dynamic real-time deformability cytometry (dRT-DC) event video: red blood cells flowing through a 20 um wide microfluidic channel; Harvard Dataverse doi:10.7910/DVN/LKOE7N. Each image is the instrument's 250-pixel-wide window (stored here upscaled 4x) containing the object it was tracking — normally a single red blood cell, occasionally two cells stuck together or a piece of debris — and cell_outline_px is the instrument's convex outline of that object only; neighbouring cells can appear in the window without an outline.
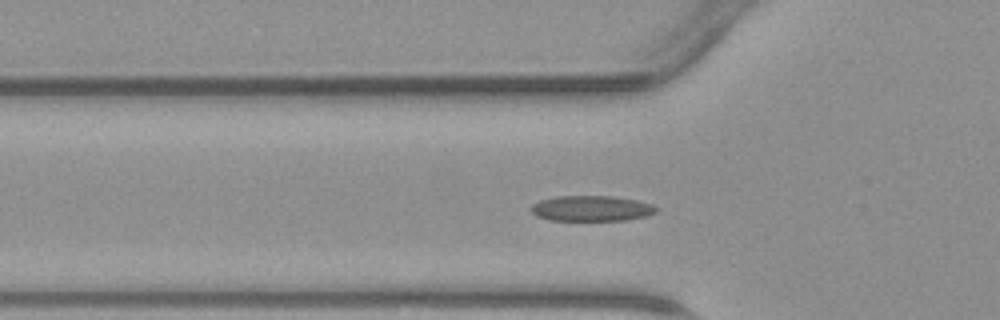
{"species": "common noctule bat (a hibernating species)", "species_latin": "Nyctalus noctula", "temperature_condition": "warm", "stored_images_in_passage": 29, "camera_frame_rate_fps": 3000, "um_per_image_px": 0.085, "animal": {"sex": "male", "body_mass_g": 23.1, "forearm_length_mm": 52.7}, "frame": {"image": 1, "passage_image": 2, "time_ms": 0.333, "image_size_px": [1000, 320], "cell_outline_px": [[656, 212], [644, 216], [628, 220], [548, 220], [536, 216], [532, 212], [532, 204], [540, 200], [556, 196], [612, 196], [636, 200], [652, 204], [656, 208]], "centroid_in_image_um": [50.25, 17.71], "position_along_channel_um": 75.6, "area_um2": 18.5}}
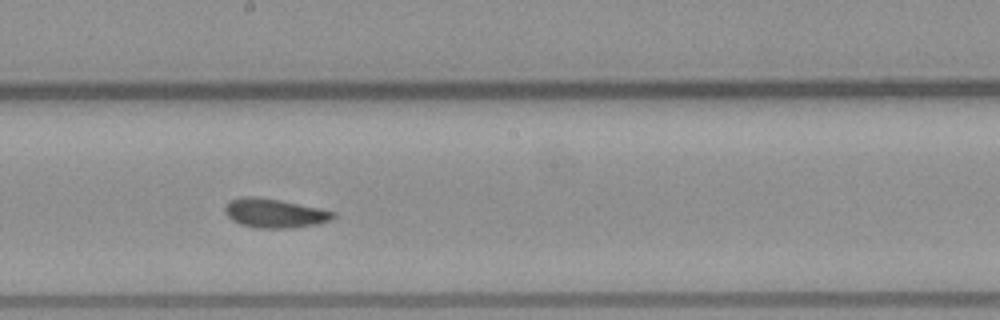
{"frame": {"image": 2, "passage_image": 12, "time_ms": 3.667, "image_size_px": [1000, 320], "cell_outline_px": [[336, 216], [328, 220], [316, 224], [288, 228], [256, 228], [240, 224], [232, 220], [228, 216], [224, 208], [232, 200], [244, 196], [256, 196], [280, 200], [320, 208], [336, 212]], "centroid_in_image_um": [23.34, 18.12], "position_along_channel_um": 224.9, "area_um2": 18.15}}
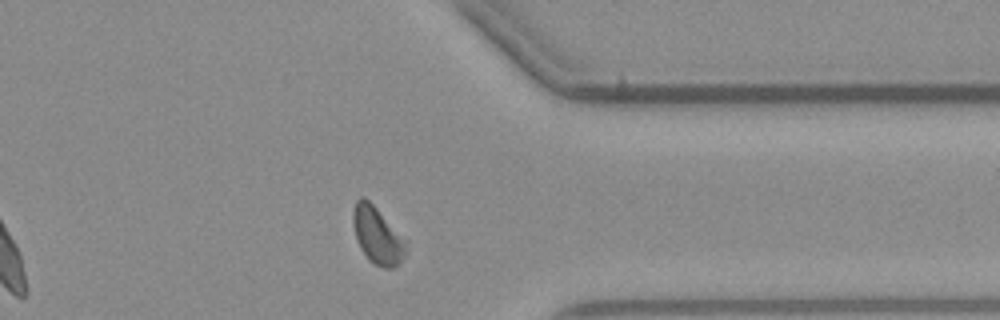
{"frame": {"image": 3, "passage_image": 23, "time_ms": 7.333, "image_size_px": [1000, 320], "cell_outline_px": [[408, 240], [404, 256], [400, 264], [392, 268], [384, 268], [372, 264], [368, 260], [360, 248], [356, 240], [352, 224], [352, 212], [356, 200], [360, 196], [364, 196]], "centroid_in_image_um": [32.07, 20.02], "position_along_channel_um": 379.3, "area_um2": 17.98}}